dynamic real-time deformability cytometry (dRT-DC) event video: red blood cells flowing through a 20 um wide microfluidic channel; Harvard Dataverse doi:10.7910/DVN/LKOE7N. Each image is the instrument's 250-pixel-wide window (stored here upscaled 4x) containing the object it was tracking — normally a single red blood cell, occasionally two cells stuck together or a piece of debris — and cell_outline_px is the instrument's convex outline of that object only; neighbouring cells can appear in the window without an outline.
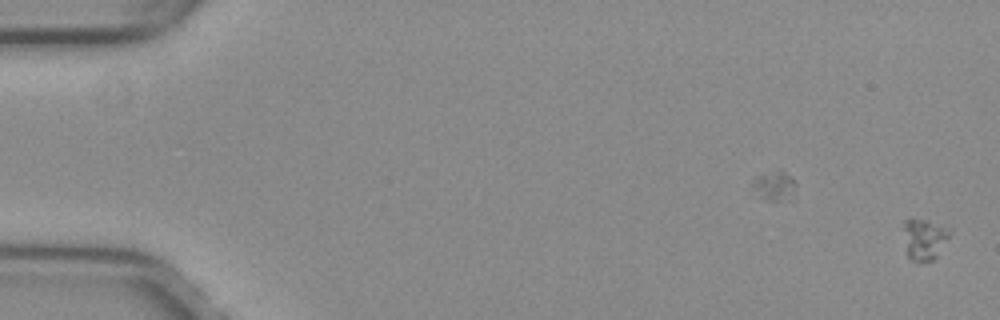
{"species": "common noctule bat (a hibernating species)", "species_latin": "Nyctalus noctula", "temperature_condition": "warm", "stored_images_in_passage": 42, "camera_frame_rate_fps": 3000, "um_per_image_px": 0.085, "animal": {"sex": "female", "body_mass_g": 29.2, "forearm_length_mm": 56.3}, "frame": {"image": 1, "passage_image": 1, "time_ms": 0.0, "image_size_px": [1000, 320], "cell_outline_px": [[952, 232], [936, 256], [932, 260], [920, 264], [916, 264], [908, 256], [904, 228], [904, 220], [912, 216], [948, 224]], "centroid_in_image_um": [78.61, 20.27], "position_along_channel_um": 6.4, "area_um2": 11.62}}
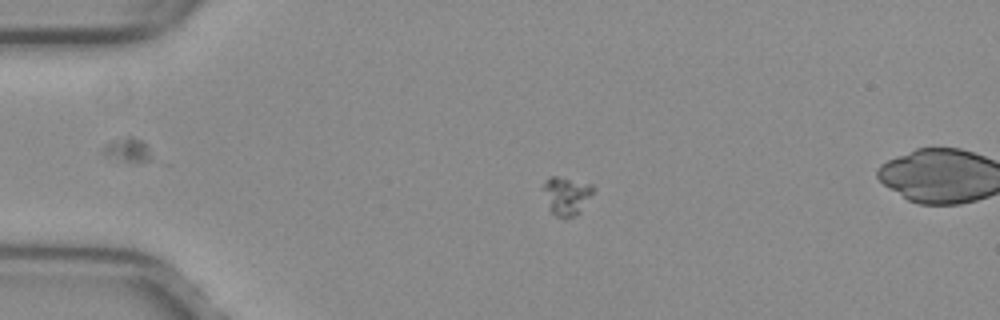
{"frame": {"image": 2, "passage_image": 13, "time_ms": 4.0, "image_size_px": [1000, 320], "cell_outline_px": [[592, 192], [580, 212], [576, 216], [564, 220], [556, 216], [552, 212], [540, 188], [548, 176], [556, 176], [592, 184]], "centroid_in_image_um": [48.09, 16.65], "position_along_channel_um": 36.9, "area_um2": 11.21}}